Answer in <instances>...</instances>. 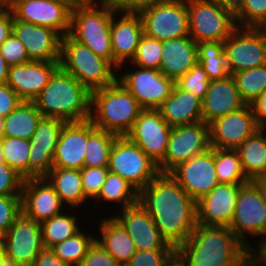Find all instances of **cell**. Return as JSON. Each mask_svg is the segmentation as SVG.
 I'll return each instance as SVG.
<instances>
[{
  "instance_id": "cell-55",
  "label": "cell",
  "mask_w": 266,
  "mask_h": 266,
  "mask_svg": "<svg viewBox=\"0 0 266 266\" xmlns=\"http://www.w3.org/2000/svg\"><path fill=\"white\" fill-rule=\"evenodd\" d=\"M251 250V266H266V236Z\"/></svg>"
},
{
  "instance_id": "cell-63",
  "label": "cell",
  "mask_w": 266,
  "mask_h": 266,
  "mask_svg": "<svg viewBox=\"0 0 266 266\" xmlns=\"http://www.w3.org/2000/svg\"><path fill=\"white\" fill-rule=\"evenodd\" d=\"M5 256V240H0V258Z\"/></svg>"
},
{
  "instance_id": "cell-38",
  "label": "cell",
  "mask_w": 266,
  "mask_h": 266,
  "mask_svg": "<svg viewBox=\"0 0 266 266\" xmlns=\"http://www.w3.org/2000/svg\"><path fill=\"white\" fill-rule=\"evenodd\" d=\"M215 169L219 184H246L239 153L233 149L215 148Z\"/></svg>"
},
{
  "instance_id": "cell-19",
  "label": "cell",
  "mask_w": 266,
  "mask_h": 266,
  "mask_svg": "<svg viewBox=\"0 0 266 266\" xmlns=\"http://www.w3.org/2000/svg\"><path fill=\"white\" fill-rule=\"evenodd\" d=\"M143 34L142 18L136 10L119 8L114 13L111 22V43L113 66L117 70H122L135 56Z\"/></svg>"
},
{
  "instance_id": "cell-5",
  "label": "cell",
  "mask_w": 266,
  "mask_h": 266,
  "mask_svg": "<svg viewBox=\"0 0 266 266\" xmlns=\"http://www.w3.org/2000/svg\"><path fill=\"white\" fill-rule=\"evenodd\" d=\"M144 108L116 80L113 84L91 92L90 118L101 130L125 136Z\"/></svg>"
},
{
  "instance_id": "cell-37",
  "label": "cell",
  "mask_w": 266,
  "mask_h": 266,
  "mask_svg": "<svg viewBox=\"0 0 266 266\" xmlns=\"http://www.w3.org/2000/svg\"><path fill=\"white\" fill-rule=\"evenodd\" d=\"M78 223L77 215L67 213L66 209L61 214L43 221L41 230L44 248H51L77 234L81 230Z\"/></svg>"
},
{
  "instance_id": "cell-67",
  "label": "cell",
  "mask_w": 266,
  "mask_h": 266,
  "mask_svg": "<svg viewBox=\"0 0 266 266\" xmlns=\"http://www.w3.org/2000/svg\"><path fill=\"white\" fill-rule=\"evenodd\" d=\"M73 3H80V2H85V1H89V0H71Z\"/></svg>"
},
{
  "instance_id": "cell-2",
  "label": "cell",
  "mask_w": 266,
  "mask_h": 266,
  "mask_svg": "<svg viewBox=\"0 0 266 266\" xmlns=\"http://www.w3.org/2000/svg\"><path fill=\"white\" fill-rule=\"evenodd\" d=\"M176 249L188 266H251V250L227 226L197 224Z\"/></svg>"
},
{
  "instance_id": "cell-10",
  "label": "cell",
  "mask_w": 266,
  "mask_h": 266,
  "mask_svg": "<svg viewBox=\"0 0 266 266\" xmlns=\"http://www.w3.org/2000/svg\"><path fill=\"white\" fill-rule=\"evenodd\" d=\"M229 228L250 250L255 248V245H250L247 238L258 236L256 238L260 242L266 236V206L251 181L239 189L234 218Z\"/></svg>"
},
{
  "instance_id": "cell-65",
  "label": "cell",
  "mask_w": 266,
  "mask_h": 266,
  "mask_svg": "<svg viewBox=\"0 0 266 266\" xmlns=\"http://www.w3.org/2000/svg\"><path fill=\"white\" fill-rule=\"evenodd\" d=\"M0 163H5L4 155H3V148H2V145H1V140H0Z\"/></svg>"
},
{
  "instance_id": "cell-13",
  "label": "cell",
  "mask_w": 266,
  "mask_h": 266,
  "mask_svg": "<svg viewBox=\"0 0 266 266\" xmlns=\"http://www.w3.org/2000/svg\"><path fill=\"white\" fill-rule=\"evenodd\" d=\"M223 45L231 74L266 64V38L260 28L238 26Z\"/></svg>"
},
{
  "instance_id": "cell-28",
  "label": "cell",
  "mask_w": 266,
  "mask_h": 266,
  "mask_svg": "<svg viewBox=\"0 0 266 266\" xmlns=\"http://www.w3.org/2000/svg\"><path fill=\"white\" fill-rule=\"evenodd\" d=\"M162 49L159 71L174 81L198 64L197 43L190 36L162 41Z\"/></svg>"
},
{
  "instance_id": "cell-23",
  "label": "cell",
  "mask_w": 266,
  "mask_h": 266,
  "mask_svg": "<svg viewBox=\"0 0 266 266\" xmlns=\"http://www.w3.org/2000/svg\"><path fill=\"white\" fill-rule=\"evenodd\" d=\"M46 178L24 179L21 192L22 213L42 223L61 214L65 205Z\"/></svg>"
},
{
  "instance_id": "cell-64",
  "label": "cell",
  "mask_w": 266,
  "mask_h": 266,
  "mask_svg": "<svg viewBox=\"0 0 266 266\" xmlns=\"http://www.w3.org/2000/svg\"><path fill=\"white\" fill-rule=\"evenodd\" d=\"M3 130H4V118L0 117V140L3 137Z\"/></svg>"
},
{
  "instance_id": "cell-42",
  "label": "cell",
  "mask_w": 266,
  "mask_h": 266,
  "mask_svg": "<svg viewBox=\"0 0 266 266\" xmlns=\"http://www.w3.org/2000/svg\"><path fill=\"white\" fill-rule=\"evenodd\" d=\"M162 51V41L143 34L136 49L135 56L129 63L142 68L159 70Z\"/></svg>"
},
{
  "instance_id": "cell-57",
  "label": "cell",
  "mask_w": 266,
  "mask_h": 266,
  "mask_svg": "<svg viewBox=\"0 0 266 266\" xmlns=\"http://www.w3.org/2000/svg\"><path fill=\"white\" fill-rule=\"evenodd\" d=\"M221 5L224 9L236 16L242 9L245 0H213Z\"/></svg>"
},
{
  "instance_id": "cell-22",
  "label": "cell",
  "mask_w": 266,
  "mask_h": 266,
  "mask_svg": "<svg viewBox=\"0 0 266 266\" xmlns=\"http://www.w3.org/2000/svg\"><path fill=\"white\" fill-rule=\"evenodd\" d=\"M12 33L25 46L30 61L60 62L62 36L57 31L14 18Z\"/></svg>"
},
{
  "instance_id": "cell-45",
  "label": "cell",
  "mask_w": 266,
  "mask_h": 266,
  "mask_svg": "<svg viewBox=\"0 0 266 266\" xmlns=\"http://www.w3.org/2000/svg\"><path fill=\"white\" fill-rule=\"evenodd\" d=\"M82 187L85 197L91 201L95 199L108 174L107 167H83L81 170Z\"/></svg>"
},
{
  "instance_id": "cell-25",
  "label": "cell",
  "mask_w": 266,
  "mask_h": 266,
  "mask_svg": "<svg viewBox=\"0 0 266 266\" xmlns=\"http://www.w3.org/2000/svg\"><path fill=\"white\" fill-rule=\"evenodd\" d=\"M59 67V62L41 61L13 65L9 68L6 84L18 94L22 101L33 102Z\"/></svg>"
},
{
  "instance_id": "cell-3",
  "label": "cell",
  "mask_w": 266,
  "mask_h": 266,
  "mask_svg": "<svg viewBox=\"0 0 266 266\" xmlns=\"http://www.w3.org/2000/svg\"><path fill=\"white\" fill-rule=\"evenodd\" d=\"M119 8L113 0L74 3L68 35L113 65L111 22Z\"/></svg>"
},
{
  "instance_id": "cell-4",
  "label": "cell",
  "mask_w": 266,
  "mask_h": 266,
  "mask_svg": "<svg viewBox=\"0 0 266 266\" xmlns=\"http://www.w3.org/2000/svg\"><path fill=\"white\" fill-rule=\"evenodd\" d=\"M43 117L65 122H80L90 118L91 93L73 76L59 67L49 83L33 101Z\"/></svg>"
},
{
  "instance_id": "cell-6",
  "label": "cell",
  "mask_w": 266,
  "mask_h": 266,
  "mask_svg": "<svg viewBox=\"0 0 266 266\" xmlns=\"http://www.w3.org/2000/svg\"><path fill=\"white\" fill-rule=\"evenodd\" d=\"M59 64L90 93L117 80V69L108 60L96 55L68 34L62 37Z\"/></svg>"
},
{
  "instance_id": "cell-53",
  "label": "cell",
  "mask_w": 266,
  "mask_h": 266,
  "mask_svg": "<svg viewBox=\"0 0 266 266\" xmlns=\"http://www.w3.org/2000/svg\"><path fill=\"white\" fill-rule=\"evenodd\" d=\"M259 128L266 129V91L249 104Z\"/></svg>"
},
{
  "instance_id": "cell-1",
  "label": "cell",
  "mask_w": 266,
  "mask_h": 266,
  "mask_svg": "<svg viewBox=\"0 0 266 266\" xmlns=\"http://www.w3.org/2000/svg\"><path fill=\"white\" fill-rule=\"evenodd\" d=\"M160 234L177 248L198 224L195 201L171 176L159 173L138 195Z\"/></svg>"
},
{
  "instance_id": "cell-41",
  "label": "cell",
  "mask_w": 266,
  "mask_h": 266,
  "mask_svg": "<svg viewBox=\"0 0 266 266\" xmlns=\"http://www.w3.org/2000/svg\"><path fill=\"white\" fill-rule=\"evenodd\" d=\"M4 161L24 179L29 178V139L2 137Z\"/></svg>"
},
{
  "instance_id": "cell-7",
  "label": "cell",
  "mask_w": 266,
  "mask_h": 266,
  "mask_svg": "<svg viewBox=\"0 0 266 266\" xmlns=\"http://www.w3.org/2000/svg\"><path fill=\"white\" fill-rule=\"evenodd\" d=\"M190 37L224 42L238 27L235 16L213 0H187Z\"/></svg>"
},
{
  "instance_id": "cell-11",
  "label": "cell",
  "mask_w": 266,
  "mask_h": 266,
  "mask_svg": "<svg viewBox=\"0 0 266 266\" xmlns=\"http://www.w3.org/2000/svg\"><path fill=\"white\" fill-rule=\"evenodd\" d=\"M132 67L134 71L117 70V80L144 109H158L172 93L175 81L156 69Z\"/></svg>"
},
{
  "instance_id": "cell-66",
  "label": "cell",
  "mask_w": 266,
  "mask_h": 266,
  "mask_svg": "<svg viewBox=\"0 0 266 266\" xmlns=\"http://www.w3.org/2000/svg\"><path fill=\"white\" fill-rule=\"evenodd\" d=\"M259 28L262 30L266 38V22L263 25H261Z\"/></svg>"
},
{
  "instance_id": "cell-14",
  "label": "cell",
  "mask_w": 266,
  "mask_h": 266,
  "mask_svg": "<svg viewBox=\"0 0 266 266\" xmlns=\"http://www.w3.org/2000/svg\"><path fill=\"white\" fill-rule=\"evenodd\" d=\"M71 0H19L10 9L17 20L51 28L62 37L70 30Z\"/></svg>"
},
{
  "instance_id": "cell-39",
  "label": "cell",
  "mask_w": 266,
  "mask_h": 266,
  "mask_svg": "<svg viewBox=\"0 0 266 266\" xmlns=\"http://www.w3.org/2000/svg\"><path fill=\"white\" fill-rule=\"evenodd\" d=\"M241 99L250 104L266 91V64L232 74Z\"/></svg>"
},
{
  "instance_id": "cell-8",
  "label": "cell",
  "mask_w": 266,
  "mask_h": 266,
  "mask_svg": "<svg viewBox=\"0 0 266 266\" xmlns=\"http://www.w3.org/2000/svg\"><path fill=\"white\" fill-rule=\"evenodd\" d=\"M144 34L159 41L190 36L187 0H165L140 7Z\"/></svg>"
},
{
  "instance_id": "cell-54",
  "label": "cell",
  "mask_w": 266,
  "mask_h": 266,
  "mask_svg": "<svg viewBox=\"0 0 266 266\" xmlns=\"http://www.w3.org/2000/svg\"><path fill=\"white\" fill-rule=\"evenodd\" d=\"M32 266H73L63 262L50 248H44L35 258Z\"/></svg>"
},
{
  "instance_id": "cell-34",
  "label": "cell",
  "mask_w": 266,
  "mask_h": 266,
  "mask_svg": "<svg viewBox=\"0 0 266 266\" xmlns=\"http://www.w3.org/2000/svg\"><path fill=\"white\" fill-rule=\"evenodd\" d=\"M197 54L198 63L210 81L225 79L232 75L223 42H198Z\"/></svg>"
},
{
  "instance_id": "cell-43",
  "label": "cell",
  "mask_w": 266,
  "mask_h": 266,
  "mask_svg": "<svg viewBox=\"0 0 266 266\" xmlns=\"http://www.w3.org/2000/svg\"><path fill=\"white\" fill-rule=\"evenodd\" d=\"M209 83L208 75L199 63L175 81L180 89L191 92L201 100L208 91Z\"/></svg>"
},
{
  "instance_id": "cell-50",
  "label": "cell",
  "mask_w": 266,
  "mask_h": 266,
  "mask_svg": "<svg viewBox=\"0 0 266 266\" xmlns=\"http://www.w3.org/2000/svg\"><path fill=\"white\" fill-rule=\"evenodd\" d=\"M174 250H144L137 251L124 266H163Z\"/></svg>"
},
{
  "instance_id": "cell-16",
  "label": "cell",
  "mask_w": 266,
  "mask_h": 266,
  "mask_svg": "<svg viewBox=\"0 0 266 266\" xmlns=\"http://www.w3.org/2000/svg\"><path fill=\"white\" fill-rule=\"evenodd\" d=\"M170 174L195 201H198L219 184L215 169V148H209L179 164Z\"/></svg>"
},
{
  "instance_id": "cell-60",
  "label": "cell",
  "mask_w": 266,
  "mask_h": 266,
  "mask_svg": "<svg viewBox=\"0 0 266 266\" xmlns=\"http://www.w3.org/2000/svg\"><path fill=\"white\" fill-rule=\"evenodd\" d=\"M10 65L5 61L0 52V82L6 83Z\"/></svg>"
},
{
  "instance_id": "cell-68",
  "label": "cell",
  "mask_w": 266,
  "mask_h": 266,
  "mask_svg": "<svg viewBox=\"0 0 266 266\" xmlns=\"http://www.w3.org/2000/svg\"><path fill=\"white\" fill-rule=\"evenodd\" d=\"M0 240H5L4 233L0 230Z\"/></svg>"
},
{
  "instance_id": "cell-59",
  "label": "cell",
  "mask_w": 266,
  "mask_h": 266,
  "mask_svg": "<svg viewBox=\"0 0 266 266\" xmlns=\"http://www.w3.org/2000/svg\"><path fill=\"white\" fill-rule=\"evenodd\" d=\"M251 182L257 187L262 200L266 206V175L258 176L251 180Z\"/></svg>"
},
{
  "instance_id": "cell-24",
  "label": "cell",
  "mask_w": 266,
  "mask_h": 266,
  "mask_svg": "<svg viewBox=\"0 0 266 266\" xmlns=\"http://www.w3.org/2000/svg\"><path fill=\"white\" fill-rule=\"evenodd\" d=\"M244 184H218L197 201L198 224L230 227L240 187Z\"/></svg>"
},
{
  "instance_id": "cell-44",
  "label": "cell",
  "mask_w": 266,
  "mask_h": 266,
  "mask_svg": "<svg viewBox=\"0 0 266 266\" xmlns=\"http://www.w3.org/2000/svg\"><path fill=\"white\" fill-rule=\"evenodd\" d=\"M235 19L239 27L259 28L266 22V0H245Z\"/></svg>"
},
{
  "instance_id": "cell-52",
  "label": "cell",
  "mask_w": 266,
  "mask_h": 266,
  "mask_svg": "<svg viewBox=\"0 0 266 266\" xmlns=\"http://www.w3.org/2000/svg\"><path fill=\"white\" fill-rule=\"evenodd\" d=\"M13 13L10 8L0 7V45L13 32Z\"/></svg>"
},
{
  "instance_id": "cell-31",
  "label": "cell",
  "mask_w": 266,
  "mask_h": 266,
  "mask_svg": "<svg viewBox=\"0 0 266 266\" xmlns=\"http://www.w3.org/2000/svg\"><path fill=\"white\" fill-rule=\"evenodd\" d=\"M45 178L54 187L61 202L71 207L69 209H77L89 201L82 187L80 170L53 167Z\"/></svg>"
},
{
  "instance_id": "cell-62",
  "label": "cell",
  "mask_w": 266,
  "mask_h": 266,
  "mask_svg": "<svg viewBox=\"0 0 266 266\" xmlns=\"http://www.w3.org/2000/svg\"><path fill=\"white\" fill-rule=\"evenodd\" d=\"M17 1L19 0H0V7L10 8Z\"/></svg>"
},
{
  "instance_id": "cell-17",
  "label": "cell",
  "mask_w": 266,
  "mask_h": 266,
  "mask_svg": "<svg viewBox=\"0 0 266 266\" xmlns=\"http://www.w3.org/2000/svg\"><path fill=\"white\" fill-rule=\"evenodd\" d=\"M5 256L19 266H32L44 249L41 224L21 213L4 234Z\"/></svg>"
},
{
  "instance_id": "cell-35",
  "label": "cell",
  "mask_w": 266,
  "mask_h": 266,
  "mask_svg": "<svg viewBox=\"0 0 266 266\" xmlns=\"http://www.w3.org/2000/svg\"><path fill=\"white\" fill-rule=\"evenodd\" d=\"M118 135L96 128L88 119L84 167H108L110 151Z\"/></svg>"
},
{
  "instance_id": "cell-30",
  "label": "cell",
  "mask_w": 266,
  "mask_h": 266,
  "mask_svg": "<svg viewBox=\"0 0 266 266\" xmlns=\"http://www.w3.org/2000/svg\"><path fill=\"white\" fill-rule=\"evenodd\" d=\"M98 226L100 236L95 238V241L124 266L137 253L136 246L128 232L112 215L103 217Z\"/></svg>"
},
{
  "instance_id": "cell-9",
  "label": "cell",
  "mask_w": 266,
  "mask_h": 266,
  "mask_svg": "<svg viewBox=\"0 0 266 266\" xmlns=\"http://www.w3.org/2000/svg\"><path fill=\"white\" fill-rule=\"evenodd\" d=\"M107 168L129 182L138 192L160 173L158 165L126 136L115 139Z\"/></svg>"
},
{
  "instance_id": "cell-49",
  "label": "cell",
  "mask_w": 266,
  "mask_h": 266,
  "mask_svg": "<svg viewBox=\"0 0 266 266\" xmlns=\"http://www.w3.org/2000/svg\"><path fill=\"white\" fill-rule=\"evenodd\" d=\"M79 266H123L97 241L89 247Z\"/></svg>"
},
{
  "instance_id": "cell-40",
  "label": "cell",
  "mask_w": 266,
  "mask_h": 266,
  "mask_svg": "<svg viewBox=\"0 0 266 266\" xmlns=\"http://www.w3.org/2000/svg\"><path fill=\"white\" fill-rule=\"evenodd\" d=\"M96 235L84 233L80 230L74 236L52 246L50 249L63 262L73 266H79L89 247L95 241Z\"/></svg>"
},
{
  "instance_id": "cell-15",
  "label": "cell",
  "mask_w": 266,
  "mask_h": 266,
  "mask_svg": "<svg viewBox=\"0 0 266 266\" xmlns=\"http://www.w3.org/2000/svg\"><path fill=\"white\" fill-rule=\"evenodd\" d=\"M171 130L157 109H144L125 136L159 165L164 160Z\"/></svg>"
},
{
  "instance_id": "cell-51",
  "label": "cell",
  "mask_w": 266,
  "mask_h": 266,
  "mask_svg": "<svg viewBox=\"0 0 266 266\" xmlns=\"http://www.w3.org/2000/svg\"><path fill=\"white\" fill-rule=\"evenodd\" d=\"M21 102L18 94L10 86L0 82V117L8 116Z\"/></svg>"
},
{
  "instance_id": "cell-20",
  "label": "cell",
  "mask_w": 266,
  "mask_h": 266,
  "mask_svg": "<svg viewBox=\"0 0 266 266\" xmlns=\"http://www.w3.org/2000/svg\"><path fill=\"white\" fill-rule=\"evenodd\" d=\"M65 121L42 117L29 139V178H45L53 168V160L60 132Z\"/></svg>"
},
{
  "instance_id": "cell-18",
  "label": "cell",
  "mask_w": 266,
  "mask_h": 266,
  "mask_svg": "<svg viewBox=\"0 0 266 266\" xmlns=\"http://www.w3.org/2000/svg\"><path fill=\"white\" fill-rule=\"evenodd\" d=\"M259 129L251 106L246 104L241 109L209 123L210 146L236 150Z\"/></svg>"
},
{
  "instance_id": "cell-48",
  "label": "cell",
  "mask_w": 266,
  "mask_h": 266,
  "mask_svg": "<svg viewBox=\"0 0 266 266\" xmlns=\"http://www.w3.org/2000/svg\"><path fill=\"white\" fill-rule=\"evenodd\" d=\"M24 178L6 163H0V196L21 195Z\"/></svg>"
},
{
  "instance_id": "cell-36",
  "label": "cell",
  "mask_w": 266,
  "mask_h": 266,
  "mask_svg": "<svg viewBox=\"0 0 266 266\" xmlns=\"http://www.w3.org/2000/svg\"><path fill=\"white\" fill-rule=\"evenodd\" d=\"M138 195L139 192L129 182L118 174L108 171L104 184L94 201L121 204L119 209H122L136 204Z\"/></svg>"
},
{
  "instance_id": "cell-47",
  "label": "cell",
  "mask_w": 266,
  "mask_h": 266,
  "mask_svg": "<svg viewBox=\"0 0 266 266\" xmlns=\"http://www.w3.org/2000/svg\"><path fill=\"white\" fill-rule=\"evenodd\" d=\"M0 52L5 61L10 65H19L29 62L23 43L12 33L1 45Z\"/></svg>"
},
{
  "instance_id": "cell-21",
  "label": "cell",
  "mask_w": 266,
  "mask_h": 266,
  "mask_svg": "<svg viewBox=\"0 0 266 266\" xmlns=\"http://www.w3.org/2000/svg\"><path fill=\"white\" fill-rule=\"evenodd\" d=\"M113 215L126 229L137 251L175 250L158 231L154 220L139 201Z\"/></svg>"
},
{
  "instance_id": "cell-33",
  "label": "cell",
  "mask_w": 266,
  "mask_h": 266,
  "mask_svg": "<svg viewBox=\"0 0 266 266\" xmlns=\"http://www.w3.org/2000/svg\"><path fill=\"white\" fill-rule=\"evenodd\" d=\"M42 117L34 102L22 101L4 118L3 137L30 139Z\"/></svg>"
},
{
  "instance_id": "cell-26",
  "label": "cell",
  "mask_w": 266,
  "mask_h": 266,
  "mask_svg": "<svg viewBox=\"0 0 266 266\" xmlns=\"http://www.w3.org/2000/svg\"><path fill=\"white\" fill-rule=\"evenodd\" d=\"M87 138L88 120L66 122L58 138L53 167L81 170L84 167Z\"/></svg>"
},
{
  "instance_id": "cell-29",
  "label": "cell",
  "mask_w": 266,
  "mask_h": 266,
  "mask_svg": "<svg viewBox=\"0 0 266 266\" xmlns=\"http://www.w3.org/2000/svg\"><path fill=\"white\" fill-rule=\"evenodd\" d=\"M157 110L171 127L203 121L202 100L176 84L170 96Z\"/></svg>"
},
{
  "instance_id": "cell-46",
  "label": "cell",
  "mask_w": 266,
  "mask_h": 266,
  "mask_svg": "<svg viewBox=\"0 0 266 266\" xmlns=\"http://www.w3.org/2000/svg\"><path fill=\"white\" fill-rule=\"evenodd\" d=\"M21 213V195L0 196V230L4 234Z\"/></svg>"
},
{
  "instance_id": "cell-12",
  "label": "cell",
  "mask_w": 266,
  "mask_h": 266,
  "mask_svg": "<svg viewBox=\"0 0 266 266\" xmlns=\"http://www.w3.org/2000/svg\"><path fill=\"white\" fill-rule=\"evenodd\" d=\"M210 146L209 124L204 121L172 127L160 173H170L179 164L207 151Z\"/></svg>"
},
{
  "instance_id": "cell-58",
  "label": "cell",
  "mask_w": 266,
  "mask_h": 266,
  "mask_svg": "<svg viewBox=\"0 0 266 266\" xmlns=\"http://www.w3.org/2000/svg\"><path fill=\"white\" fill-rule=\"evenodd\" d=\"M163 266H188V263L181 253L175 249L166 259Z\"/></svg>"
},
{
  "instance_id": "cell-27",
  "label": "cell",
  "mask_w": 266,
  "mask_h": 266,
  "mask_svg": "<svg viewBox=\"0 0 266 266\" xmlns=\"http://www.w3.org/2000/svg\"><path fill=\"white\" fill-rule=\"evenodd\" d=\"M234 77L210 81L208 91L202 100L203 121L209 124L216 118L225 116L244 107Z\"/></svg>"
},
{
  "instance_id": "cell-56",
  "label": "cell",
  "mask_w": 266,
  "mask_h": 266,
  "mask_svg": "<svg viewBox=\"0 0 266 266\" xmlns=\"http://www.w3.org/2000/svg\"><path fill=\"white\" fill-rule=\"evenodd\" d=\"M121 9L124 10H138L147 4H152L155 2L165 1V0H113Z\"/></svg>"
},
{
  "instance_id": "cell-61",
  "label": "cell",
  "mask_w": 266,
  "mask_h": 266,
  "mask_svg": "<svg viewBox=\"0 0 266 266\" xmlns=\"http://www.w3.org/2000/svg\"><path fill=\"white\" fill-rule=\"evenodd\" d=\"M0 266H19L13 260H10L6 256L0 258Z\"/></svg>"
},
{
  "instance_id": "cell-32",
  "label": "cell",
  "mask_w": 266,
  "mask_h": 266,
  "mask_svg": "<svg viewBox=\"0 0 266 266\" xmlns=\"http://www.w3.org/2000/svg\"><path fill=\"white\" fill-rule=\"evenodd\" d=\"M236 151L239 153L243 171L250 181L266 175V129L260 128Z\"/></svg>"
}]
</instances>
